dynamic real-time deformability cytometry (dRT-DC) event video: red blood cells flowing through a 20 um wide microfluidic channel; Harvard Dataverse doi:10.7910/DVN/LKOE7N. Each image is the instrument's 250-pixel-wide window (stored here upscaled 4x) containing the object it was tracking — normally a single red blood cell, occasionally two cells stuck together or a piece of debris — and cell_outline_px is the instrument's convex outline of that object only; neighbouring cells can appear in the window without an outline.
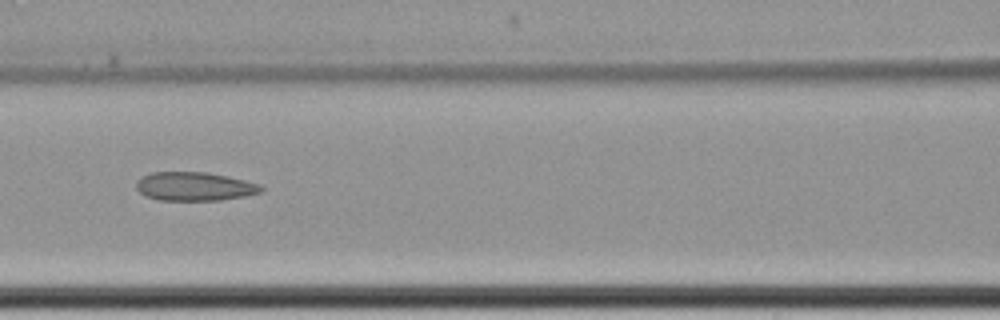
{"species": "common noctule bat (a hibernating species)", "species_latin": "Nyctalus noctula", "temperature_condition": "cold", "stored_images_in_passage": 11, "camera_frame_rate_fps": 3000, "um_per_image_px": 0.085, "animal": {"sex": "female", "body_mass_g": 22.7, "forearm_length_mm": 54.2}, "frame": {"image": 1, "passage_image": 7, "time_ms": 9.667, "image_size_px": [1000, 320], "cell_outline_px": [[264, 192], [244, 196], [220, 200], [160, 200], [144, 196], [136, 188], [136, 180], [152, 172], [208, 172], [228, 176], [260, 184], [264, 188]], "centroid_in_image_um": [16.55, 15.84], "position_along_channel_um": 150.0, "area_um2": 20.98}}
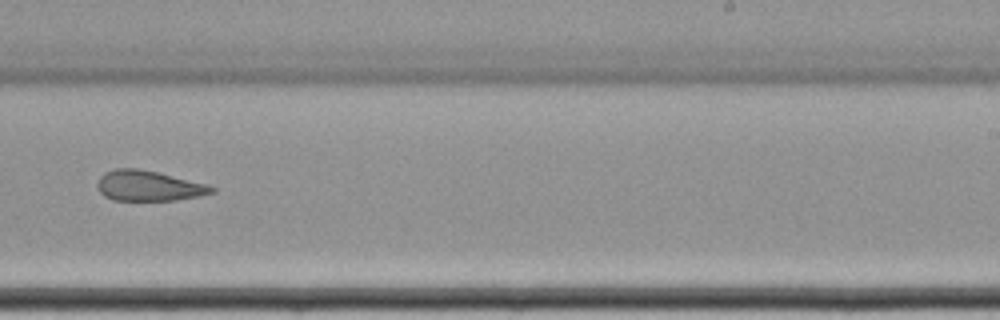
{"frame": {"image": 2, "passage_image": 10, "time_ms": 13.333, "image_size_px": [1000, 320], "cell_outline_px": [[216, 192], [200, 196], [176, 200], [112, 200], [104, 196], [96, 188], [96, 184], [100, 176], [104, 172], [116, 168], [136, 168], [156, 172], [208, 184], [216, 188]], "centroid_in_image_um": [12.62, 15.8], "position_along_channel_um": 276.4, "area_um2": 20.35}}
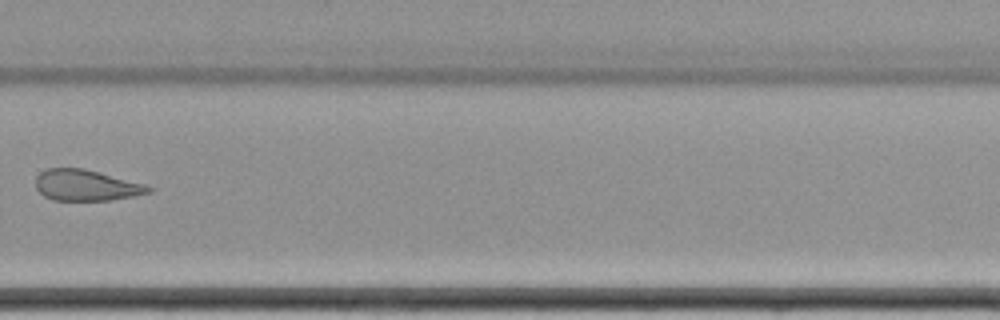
{"frame": {"image": 3, "passage_image": 11, "time_ms": 14.667, "image_size_px": [1000, 320], "cell_outline_px": [[152, 192], [132, 196], [108, 200], [52, 200], [44, 196], [36, 188], [36, 176], [40, 172], [48, 168], [84, 168], [144, 184], [152, 188]], "centroid_in_image_um": [7.29, 15.74], "position_along_channel_um": 322.5, "area_um2": 20.23}}